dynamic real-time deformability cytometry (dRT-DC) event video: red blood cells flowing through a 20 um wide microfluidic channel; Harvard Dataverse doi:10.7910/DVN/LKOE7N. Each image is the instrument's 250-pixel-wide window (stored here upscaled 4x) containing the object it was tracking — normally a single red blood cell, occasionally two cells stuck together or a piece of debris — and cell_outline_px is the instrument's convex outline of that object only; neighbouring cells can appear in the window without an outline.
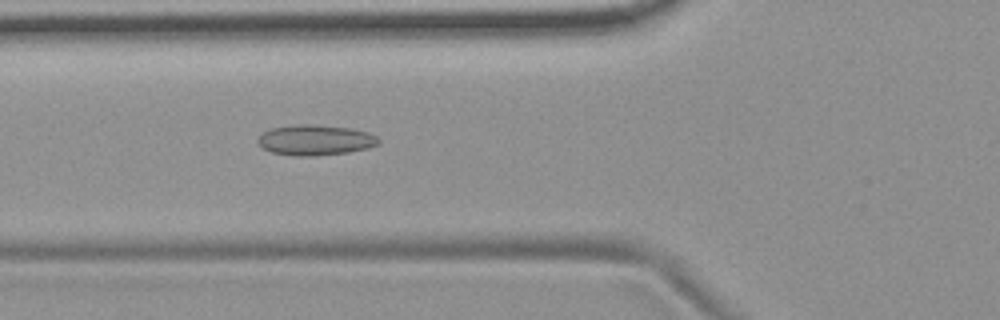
{"species": "common noctule bat (a hibernating species)", "species_latin": "Nyctalus noctula", "temperature_condition": "room temperature", "stored_images_in_passage": 54, "camera_frame_rate_fps": 3000, "um_per_image_px": 0.085, "animal": {"sex": "female", "body_mass_g": 19.9}, "frame": {"image": 1, "passage_image": 20, "time_ms": 6.333, "image_size_px": [1000, 320], "cell_outline_px": [[380, 144], [368, 148], [348, 152], [316, 156], [296, 156], [272, 152], [264, 148], [256, 140], [264, 132], [272, 128], [300, 124], [316, 124], [352, 128], [368, 132], [376, 136], [380, 140]], "centroid_in_image_um": [26.85, 11.9], "position_along_channel_um": 99.0, "area_um2": 21.44}}
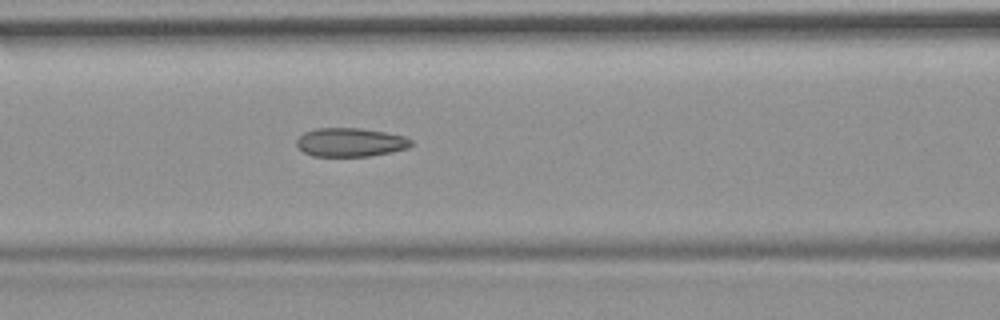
{"frame": {"image": 2, "passage_image": 23, "time_ms": 7.333, "image_size_px": [1000, 320], "cell_outline_px": [[412, 144], [408, 148], [392, 152], [368, 156], [312, 156], [304, 152], [296, 144], [296, 140], [304, 132], [316, 128], [360, 128], [384, 132], [404, 136], [412, 140]], "centroid_in_image_um": [29.78, 12.09], "position_along_channel_um": 136.8, "area_um2": 19.13}}
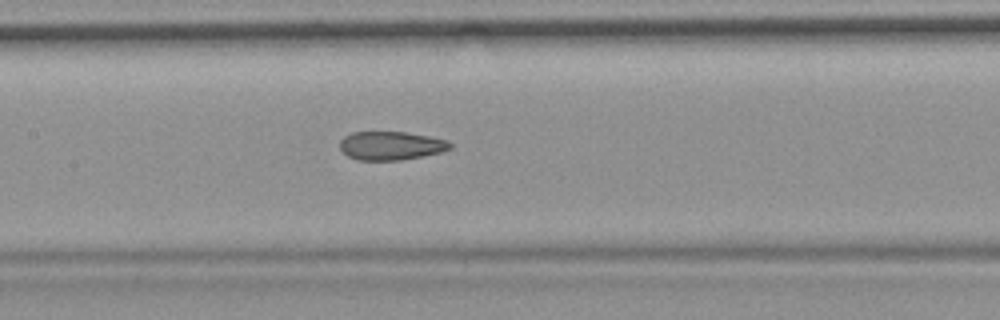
{"frame": {"image": 3, "passage_image": 26, "time_ms": 8.333, "image_size_px": [1000, 320], "cell_outline_px": [[452, 148], [440, 152], [400, 160], [356, 160], [348, 156], [340, 148], [340, 140], [344, 136], [352, 132], [404, 132], [428, 136], [448, 140], [452, 144]], "centroid_in_image_um": [33.21, 12.38], "position_along_channel_um": 174.2, "area_um2": 18.26}, "authors_computed_cell_mechanics": {"area_um2": 19.9699, "velocity_mm_per_s": 3.7455, "shape_relaxation_time_tau1_ms": null, "shape_relaxation_time_tau2_ms": 1.9383, "deformation_change_tau1": null, "deformation_change_tau2": 0.1008}}